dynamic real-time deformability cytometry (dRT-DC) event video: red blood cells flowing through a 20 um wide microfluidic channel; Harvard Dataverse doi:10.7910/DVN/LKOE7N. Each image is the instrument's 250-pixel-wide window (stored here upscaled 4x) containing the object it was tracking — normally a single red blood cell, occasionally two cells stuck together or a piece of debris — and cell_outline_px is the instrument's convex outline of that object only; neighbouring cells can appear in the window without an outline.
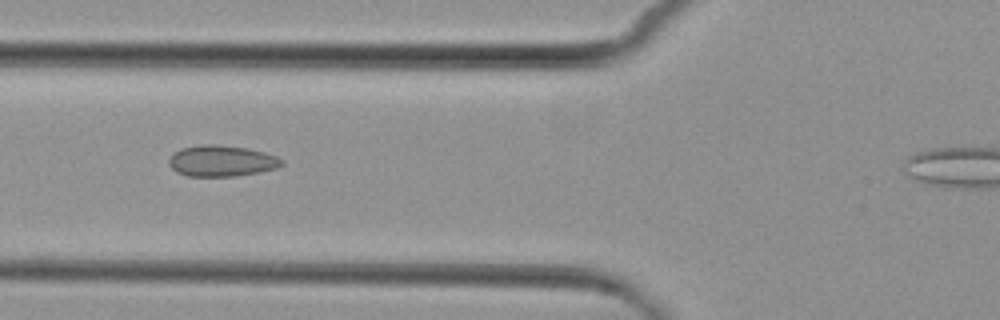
{"species": "common noctule bat (a hibernating species)", "species_latin": "Nyctalus noctula", "temperature_condition": "cold", "stored_images_in_passage": 6, "camera_frame_rate_fps": 3000, "um_per_image_px": 0.085, "animal": {"sex": "female", "body_mass_g": 29.2, "forearm_length_mm": 56.3}, "frame": {"image": 1, "passage_image": 2, "time_ms": 1.333, "image_size_px": [1000, 320], "cell_outline_px": [[284, 164], [276, 168], [260, 172], [236, 176], [188, 176], [176, 172], [168, 164], [168, 160], [180, 148], [200, 144], [212, 144], [248, 148], [264, 152], [276, 156], [284, 160]], "centroid_in_image_um": [18.84, 13.68], "position_along_channel_um": 107.0, "area_um2": 20.52}}
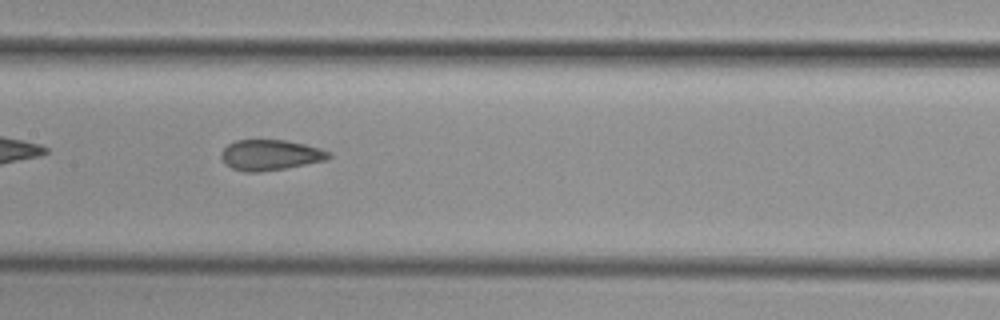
{"frame": {"image": 2, "passage_image": 4, "time_ms": 3.333, "image_size_px": [1000, 320], "cell_outline_px": [[332, 156], [328, 160], [284, 168], [260, 172], [244, 172], [232, 168], [220, 156], [220, 152], [228, 144], [236, 140], [284, 140], [304, 144], [320, 148], [332, 152]], "centroid_in_image_um": [23.01, 13.17], "position_along_channel_um": 184.4, "area_um2": 19.13}}
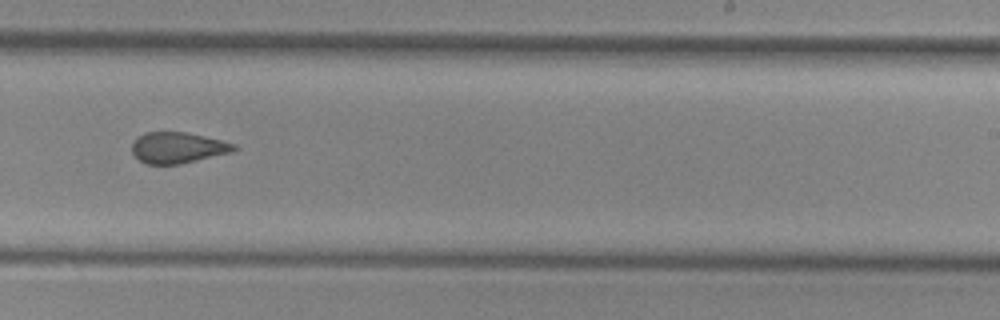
{"frame": {"image": 3, "passage_image": 6, "time_ms": 5.667, "image_size_px": [1000, 320], "cell_outline_px": [[240, 148], [232, 152], [180, 164], [148, 164], [140, 160], [132, 152], [132, 144], [136, 136], [144, 132], [184, 132], [220, 140], [236, 144]], "centroid_in_image_um": [15.11, 12.55], "position_along_channel_um": 273.9, "area_um2": 18.38}}